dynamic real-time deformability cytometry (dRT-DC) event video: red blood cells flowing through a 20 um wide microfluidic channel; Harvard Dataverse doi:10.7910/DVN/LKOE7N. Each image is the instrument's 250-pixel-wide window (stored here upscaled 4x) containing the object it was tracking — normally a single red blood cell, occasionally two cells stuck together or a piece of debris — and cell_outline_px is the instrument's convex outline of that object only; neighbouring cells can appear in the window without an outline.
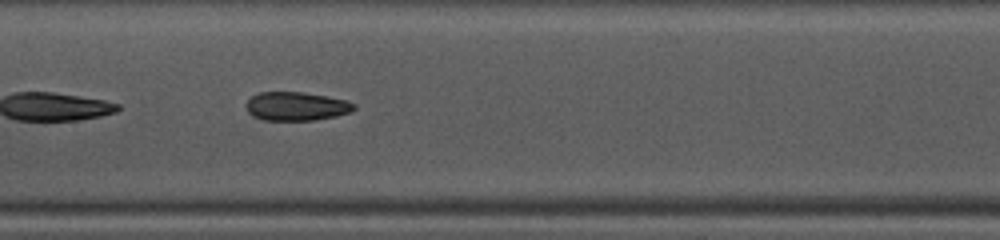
{"species": "common noctule bat (a hibernating species)", "species_latin": "Nyctalus noctula", "temperature_condition": "warm", "stored_images_in_passage": 28, "camera_frame_rate_fps": 3000, "um_per_image_px": 0.085, "animal": {"sex": "female", "body_mass_g": 10.0, "forearm_length_mm": 53.1}, "frame": {"image": 1, "passage_image": 16, "time_ms": 5.0, "image_size_px": [1000, 240], "cell_outline_px": [[356, 108], [352, 112], [336, 116], [316, 120], [264, 120], [252, 116], [248, 112], [244, 104], [252, 96], [260, 92], [304, 92], [328, 96], [348, 100], [356, 104]], "centroid_in_image_um": [25.21, 9.03], "position_along_channel_um": 182.2, "area_um2": 18.32}}